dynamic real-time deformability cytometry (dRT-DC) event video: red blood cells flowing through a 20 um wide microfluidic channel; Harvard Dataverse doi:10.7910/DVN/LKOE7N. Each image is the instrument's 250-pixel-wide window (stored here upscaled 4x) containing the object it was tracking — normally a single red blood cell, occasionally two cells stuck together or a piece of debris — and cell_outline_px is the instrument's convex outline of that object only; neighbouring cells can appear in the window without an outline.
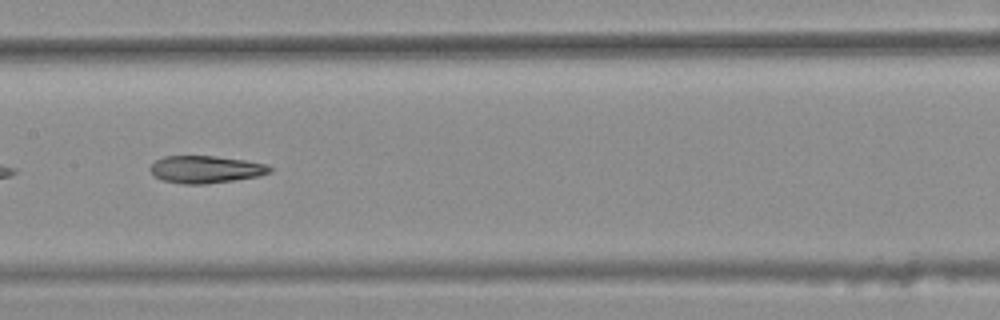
{"species": "common noctule bat (a hibernating species)", "species_latin": "Nyctalus noctula", "temperature_condition": "warm", "stored_images_in_passage": 46, "camera_frame_rate_fps": 3000, "um_per_image_px": 0.085, "animal": {"sex": "female", "body_mass_g": 25.1}, "frame": {"image": 1, "passage_image": 27, "time_ms": 8.667, "image_size_px": [1000, 320], "cell_outline_px": [[272, 172], [260, 176], [204, 184], [184, 184], [164, 180], [152, 176], [148, 168], [156, 160], [164, 156], [212, 156], [244, 160], [264, 164], [272, 168]], "centroid_in_image_um": [17.44, 14.4], "position_along_channel_um": 190.0, "area_um2": 18.96}}
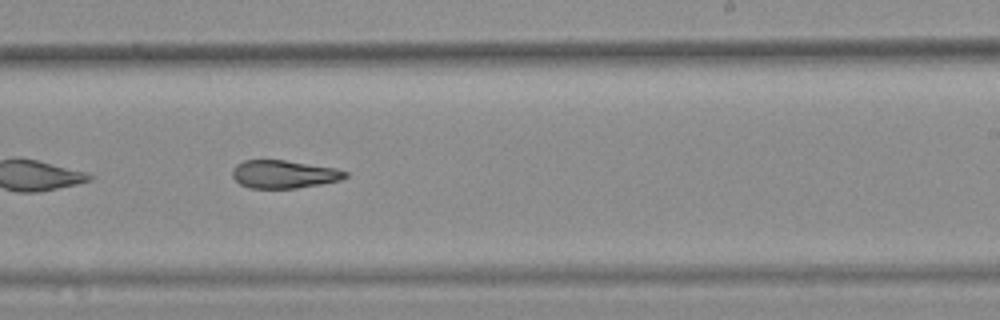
{"frame": {"image": 2, "passage_image": 33, "time_ms": 10.667, "image_size_px": [1000, 320], "cell_outline_px": [[348, 176], [340, 180], [320, 184], [296, 188], [248, 188], [240, 184], [232, 176], [232, 168], [236, 164], [244, 160], [284, 160], [336, 168], [348, 172]], "centroid_in_image_um": [24.11, 14.8], "position_along_channel_um": 264.9, "area_um2": 18.44}}
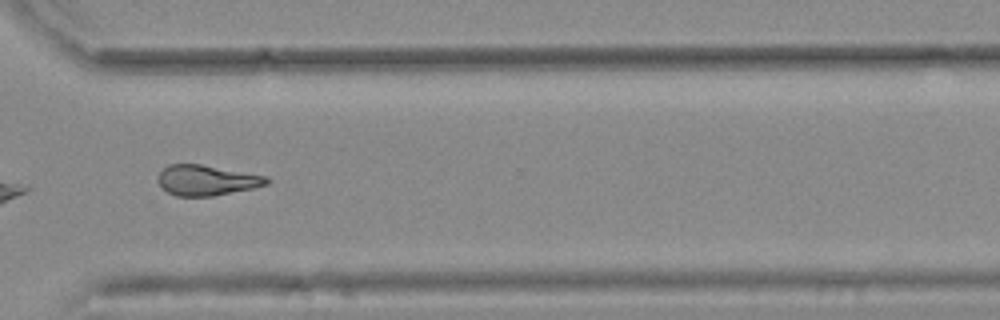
{"frame": {"image": 3, "passage_image": 40, "time_ms": 13.0, "image_size_px": [1000, 320], "cell_outline_px": [[272, 180], [268, 184], [252, 188], [212, 196], [176, 196], [168, 192], [156, 180], [160, 172], [168, 164], [200, 164], [268, 176]], "centroid_in_image_um": [17.58, 15.31], "position_along_channel_um": 353.0, "area_um2": 19.19}, "authors_computed_cell_mechanics": {"area_um2": 19.8832, "velocity_mm_per_s": 3.7584, "shape_relaxation_time_tau1_ms": null, "shape_relaxation_time_tau2_ms": 6.235, "deformation_change_tau1": null, "deformation_change_tau2": 0.163}}